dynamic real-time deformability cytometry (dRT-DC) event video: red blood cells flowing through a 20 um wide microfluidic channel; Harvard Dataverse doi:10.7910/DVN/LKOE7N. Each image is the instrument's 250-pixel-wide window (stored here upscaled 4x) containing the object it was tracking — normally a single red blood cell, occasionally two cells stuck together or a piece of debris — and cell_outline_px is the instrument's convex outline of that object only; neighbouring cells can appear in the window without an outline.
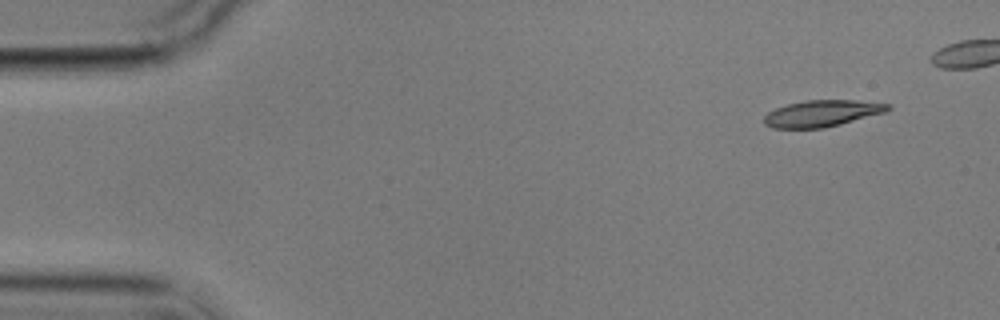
{"species": "common noctule bat (a hibernating species)", "species_latin": "Nyctalus noctula", "temperature_condition": "cold", "stored_images_in_passage": 7, "segment_of_instrument_passage": [2, 2], "camera_frame_rate_fps": 3000, "um_per_image_px": 0.085, "animal": {"sex": "male", "body_mass_g": 17.9}, "frame": {"image": 1, "passage_image": 7, "time_ms": 7.667, "image_size_px": [1000, 320], "cell_outline_px": [[892, 108], [884, 112], [840, 124], [824, 128], [772, 128], [764, 124], [764, 116], [768, 112], [776, 108], [788, 104], [808, 100], [852, 100], [892, 104]], "centroid_in_image_um": [69.86, 9.64], "position_along_channel_um": 15.1, "area_um2": 18.96}}